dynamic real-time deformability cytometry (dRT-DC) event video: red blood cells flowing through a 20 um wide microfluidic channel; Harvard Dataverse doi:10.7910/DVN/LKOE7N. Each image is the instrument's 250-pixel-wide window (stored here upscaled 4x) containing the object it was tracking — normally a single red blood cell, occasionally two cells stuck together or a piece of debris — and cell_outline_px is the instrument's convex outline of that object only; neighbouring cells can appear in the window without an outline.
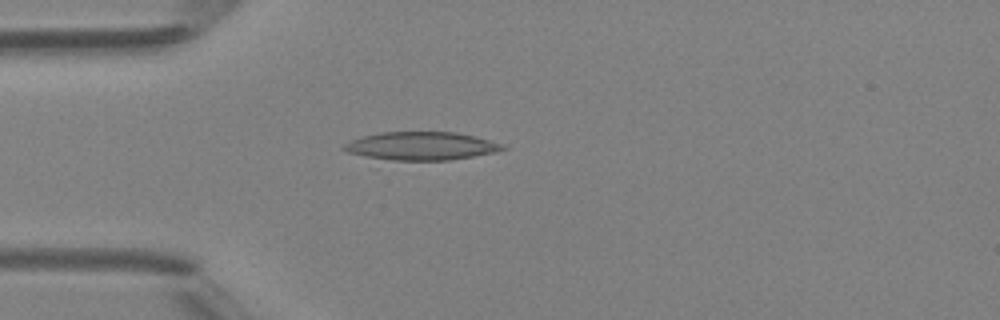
{"species": "Egyptian fruit bat (a non-hibernating species)", "species_latin": "Rousettus aegyptiacus", "temperature_condition": "room temperature", "stored_images_in_passage": 2, "camera_frame_rate_fps": 3000, "um_per_image_px": 0.085, "animal": {"sex": "female"}, "frame": {"image": 1, "passage_image": 2, "time_ms": 1.0, "image_size_px": [1000, 320], "cell_outline_px": [[508, 148], [496, 152], [448, 160], [392, 160], [364, 156], [348, 152], [340, 148], [344, 144], [360, 136], [380, 132], [456, 132], [476, 136], [500, 144]], "centroid_in_image_um": [35.77, 12.4], "position_along_channel_um": 49.2, "area_um2": 25.95}}